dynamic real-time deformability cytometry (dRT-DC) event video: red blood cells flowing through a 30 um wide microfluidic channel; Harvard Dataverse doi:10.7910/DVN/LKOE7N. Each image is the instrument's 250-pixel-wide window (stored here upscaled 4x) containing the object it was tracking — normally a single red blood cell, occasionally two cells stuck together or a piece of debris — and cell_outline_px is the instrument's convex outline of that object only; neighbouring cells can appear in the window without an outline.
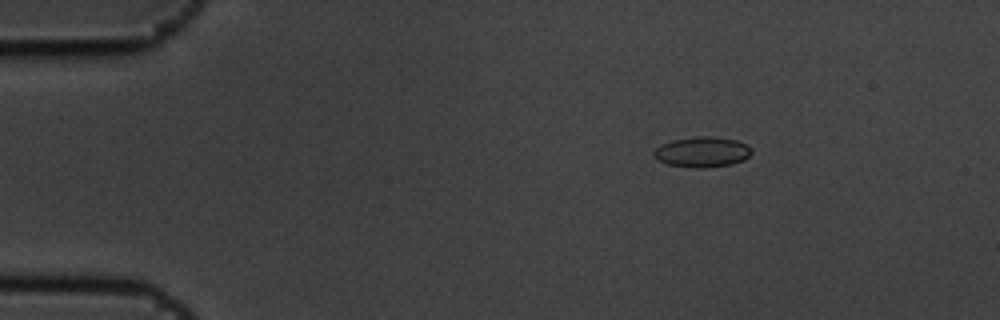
{"species": "common noctule bat (a hibernating species)", "species_latin": "Nyctalus noctula", "temperature_condition": "cold", "stored_images_in_passage": 4, "camera_frame_rate_fps": 3000, "um_per_image_px": 0.085, "animal": {"sex": "male", "body_mass_g": 19.5, "forearm_length_mm": 54.6}, "frame": {"image": 1, "passage_image": 1, "time_ms": 0.0, "image_size_px": [1000, 320], "cell_outline_px": [[752, 152], [744, 160], [732, 164], [704, 168], [696, 168], [668, 164], [652, 156], [652, 152], [660, 144], [672, 140], [700, 136], [712, 136], [736, 140], [752, 148]], "centroid_in_image_um": [59.67, 12.92], "position_along_channel_um": 25.3, "area_um2": 17.28}}
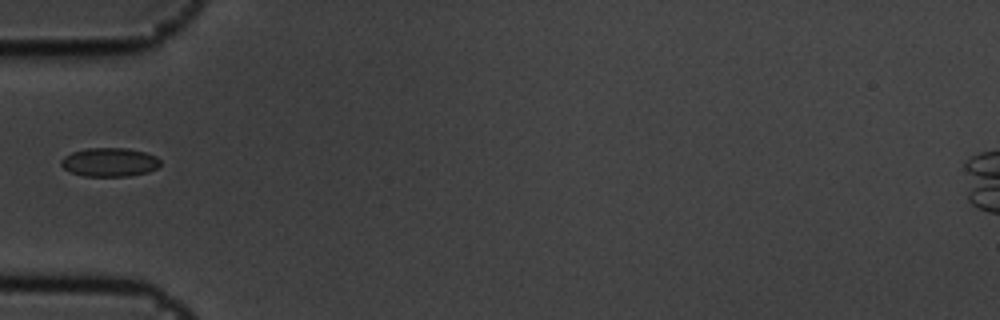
{"frame": {"image": 2, "passage_image": 4, "time_ms": 1.0, "image_size_px": [1000, 320], "cell_outline_px": [[160, 164], [156, 168], [148, 172], [128, 176], [84, 176], [72, 172], [64, 168], [60, 164], [60, 160], [64, 156], [72, 152], [84, 148], [128, 148], [144, 152], [156, 156], [160, 160]], "centroid_in_image_um": [9.3, 13.78], "position_along_channel_um": 75.7, "area_um2": 16.65}}